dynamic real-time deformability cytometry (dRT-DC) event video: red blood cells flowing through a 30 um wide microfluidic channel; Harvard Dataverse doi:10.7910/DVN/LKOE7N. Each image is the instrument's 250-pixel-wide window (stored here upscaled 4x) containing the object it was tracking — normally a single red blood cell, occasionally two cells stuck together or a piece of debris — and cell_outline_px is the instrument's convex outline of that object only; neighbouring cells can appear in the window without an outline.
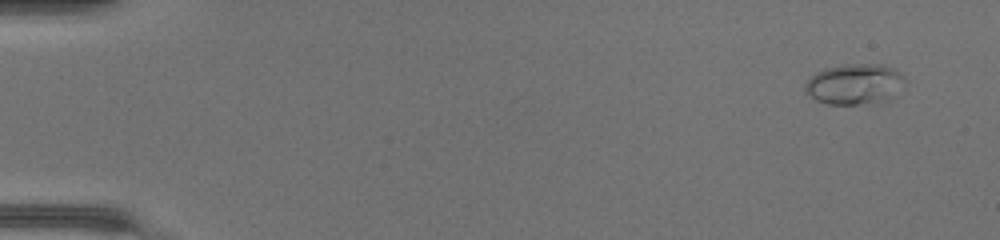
{"species": "common noctule bat (a hibernating species)", "species_latin": "Nyctalus noctula", "temperature_condition": "warm", "stored_images_in_passage": 16, "camera_frame_rate_fps": 3000, "um_per_image_px": 0.085, "animal": {"sex": "female", "body_mass_g": 17.0, "forearm_length_mm": 48.0}, "frame": {"image": 1, "passage_image": 1, "time_ms": 0.0, "image_size_px": [1000, 240], "cell_outline_px": [[904, 84], [884, 104], [828, 104], [816, 100], [804, 88], [804, 84], [816, 72], [824, 68], [848, 64], [884, 64], [896, 68], [904, 76]], "centroid_in_image_um": [72.69, 7.15], "position_along_channel_um": 12.3, "area_um2": 23.87}}
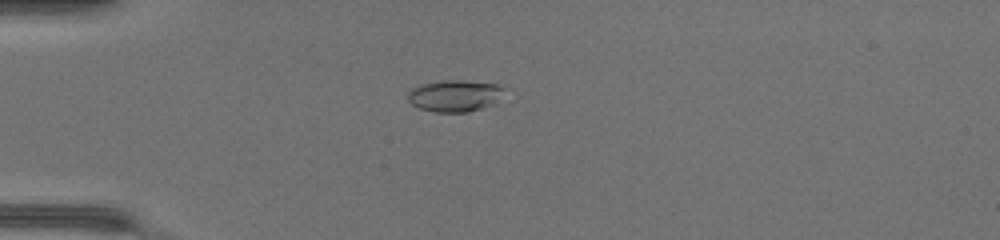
{"frame": {"image": 2, "passage_image": 12, "time_ms": 3.667, "image_size_px": [1000, 240], "cell_outline_px": [[500, 88], [492, 104], [468, 112], [436, 112], [420, 108], [412, 104], [408, 100], [408, 92], [412, 88], [420, 84], [440, 80], [464, 80], [496, 84]], "centroid_in_image_um": [38.51, 8.13], "position_along_channel_um": 46.5, "area_um2": 17.22}}